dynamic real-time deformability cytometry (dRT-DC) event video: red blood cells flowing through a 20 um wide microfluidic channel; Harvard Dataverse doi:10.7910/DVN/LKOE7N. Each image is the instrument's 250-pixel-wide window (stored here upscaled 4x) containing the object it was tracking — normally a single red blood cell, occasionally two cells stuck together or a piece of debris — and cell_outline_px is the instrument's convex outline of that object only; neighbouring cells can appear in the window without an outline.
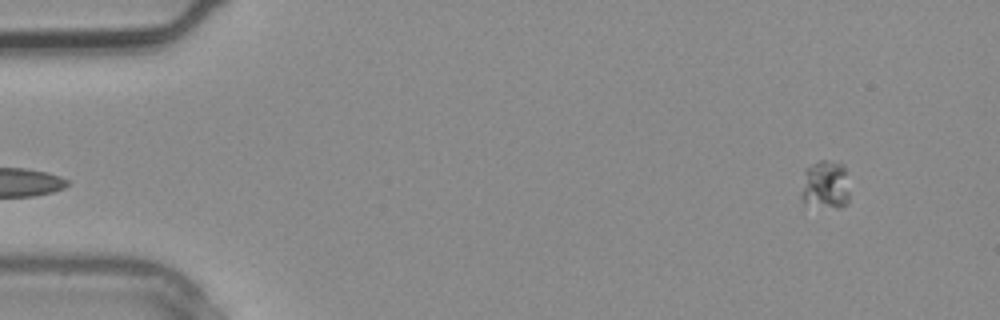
{"species": "common noctule bat (a hibernating species)", "species_latin": "Nyctalus noctula", "temperature_condition": "warm", "stored_images_in_passage": 2, "camera_frame_rate_fps": 3000, "um_per_image_px": 0.085, "animal": {"sex": "male", "body_mass_g": 20.4}, "frame": {"image": 1, "passage_image": 2, "time_ms": 0.333, "image_size_px": [1000, 320], "cell_outline_px": [[848, 204], [840, 208], [836, 208], [804, 204], [800, 196], [800, 192], [804, 168], [820, 160], [824, 160], [840, 164], [844, 168], [848, 192]], "centroid_in_image_um": [70.09, 15.74], "position_along_channel_um": 14.9, "area_um2": 13.81}}